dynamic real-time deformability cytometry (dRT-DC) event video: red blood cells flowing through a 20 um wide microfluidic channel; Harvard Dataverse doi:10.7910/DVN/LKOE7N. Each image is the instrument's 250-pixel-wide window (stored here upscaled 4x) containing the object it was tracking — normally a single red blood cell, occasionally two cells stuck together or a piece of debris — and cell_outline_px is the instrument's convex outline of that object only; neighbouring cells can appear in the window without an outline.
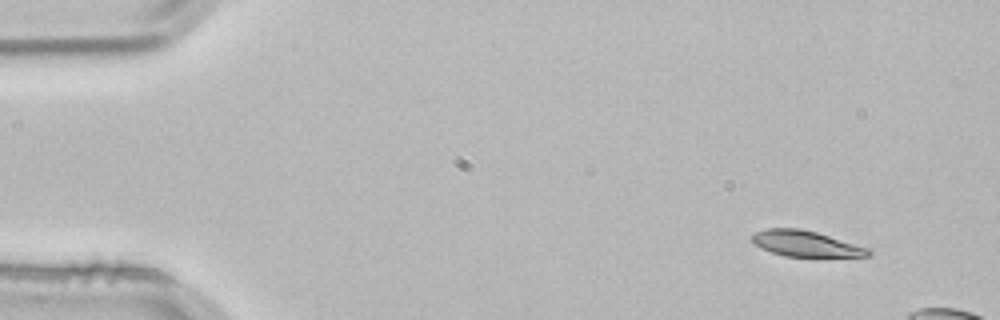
{"species": "common noctule bat (a hibernating species)", "species_latin": "Nyctalus noctula", "temperature_condition": "room temperature", "stored_images_in_passage": 3, "camera_frame_rate_fps": 3000, "um_per_image_px": 0.085, "animal": {"sex": "male", "body_mass_g": 21.5, "forearm_length_mm": 52.0}, "frame": {"image": 1, "passage_image": 1, "time_ms": 0.0, "image_size_px": [1000, 320], "cell_outline_px": [[872, 256], [784, 256], [772, 252], [756, 244], [752, 240], [752, 236], [756, 232], [764, 228], [800, 228], [816, 232], [872, 248]], "centroid_in_image_um": [68.56, 20.7], "position_along_channel_um": 16.4, "area_um2": 17.4}}